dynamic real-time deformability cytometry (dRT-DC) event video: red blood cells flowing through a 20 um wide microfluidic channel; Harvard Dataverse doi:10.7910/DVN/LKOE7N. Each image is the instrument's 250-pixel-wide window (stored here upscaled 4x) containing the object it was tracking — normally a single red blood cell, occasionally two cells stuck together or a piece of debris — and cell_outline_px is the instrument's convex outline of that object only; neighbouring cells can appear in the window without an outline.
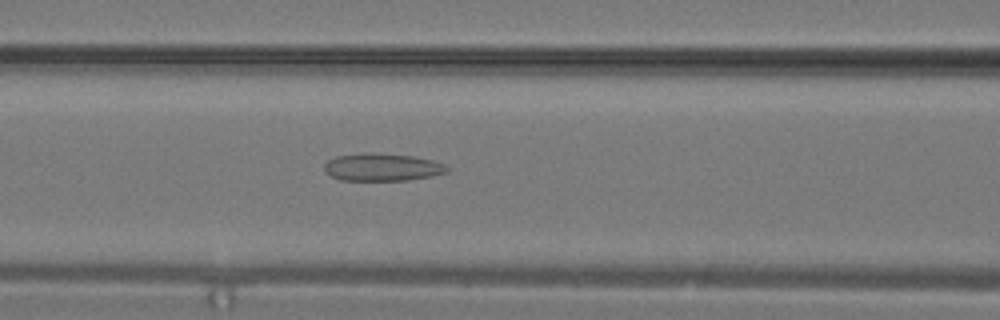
{"species": "common noctule bat (a hibernating species)", "species_latin": "Nyctalus noctula", "temperature_condition": "warm", "stored_images_in_passage": 6, "camera_frame_rate_fps": 3000, "um_per_image_px": 0.085, "animal": {"sex": "male", "body_mass_g": 19.2, "forearm_length_mm": 51.8}, "frame": {"image": 1, "passage_image": 4, "time_ms": 1.0, "image_size_px": [1000, 320], "cell_outline_px": [[452, 168], [448, 172], [432, 176], [408, 180], [340, 180], [324, 172], [324, 164], [328, 160], [336, 156], [412, 156], [432, 160], [444, 164]], "centroid_in_image_um": [32.55, 14.27], "position_along_channel_um": 134.0, "area_um2": 18.73}}
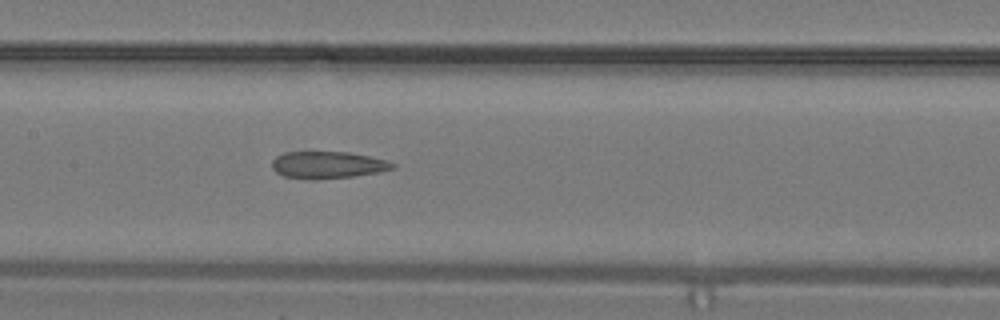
{"frame": {"image": 2, "passage_image": 6, "time_ms": 1.667, "image_size_px": [1000, 320], "cell_outline_px": [[396, 168], [380, 172], [352, 176], [284, 176], [276, 172], [272, 168], [272, 160], [276, 156], [284, 152], [348, 152], [388, 160], [396, 164]], "centroid_in_image_um": [27.92, 13.96], "position_along_channel_um": 179.5, "area_um2": 18.09}}